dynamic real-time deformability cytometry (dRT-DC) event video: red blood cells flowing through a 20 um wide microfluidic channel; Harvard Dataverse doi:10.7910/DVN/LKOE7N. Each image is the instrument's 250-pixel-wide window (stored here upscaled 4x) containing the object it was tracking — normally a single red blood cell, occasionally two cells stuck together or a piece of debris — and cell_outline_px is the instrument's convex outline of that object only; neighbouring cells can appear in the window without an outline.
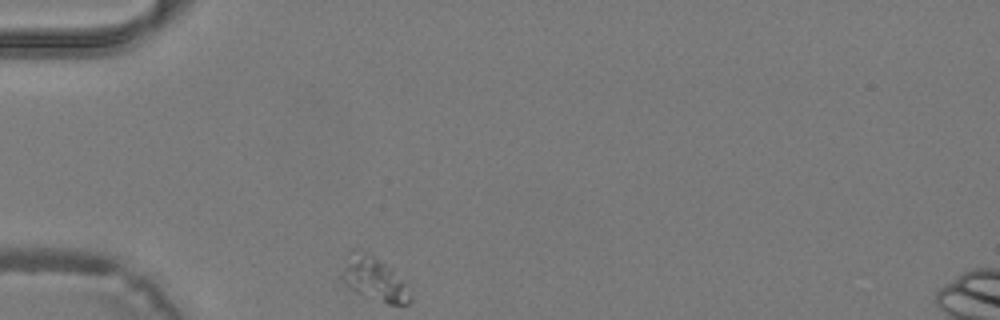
{"species": "common noctule bat (a hibernating species)", "species_latin": "Nyctalus noctula", "temperature_condition": "warm", "stored_images_in_passage": 32, "camera_frame_rate_fps": 3000, "um_per_image_px": 0.085, "animal": {"sex": "male", "body_mass_g": 19.2, "forearm_length_mm": 51.8}, "frame": {"image": 1, "passage_image": 1, "time_ms": 0.0, "image_size_px": [1000, 320], "cell_outline_px": [[412, 300], [408, 304], [388, 304], [356, 292], [348, 288], [340, 280], [340, 276], [348, 252], [352, 248], [360, 248], [368, 252], [392, 268], [404, 284], [412, 296]], "centroid_in_image_um": [31.74, 23.67], "position_along_channel_um": 53.3, "area_um2": 17.69}}
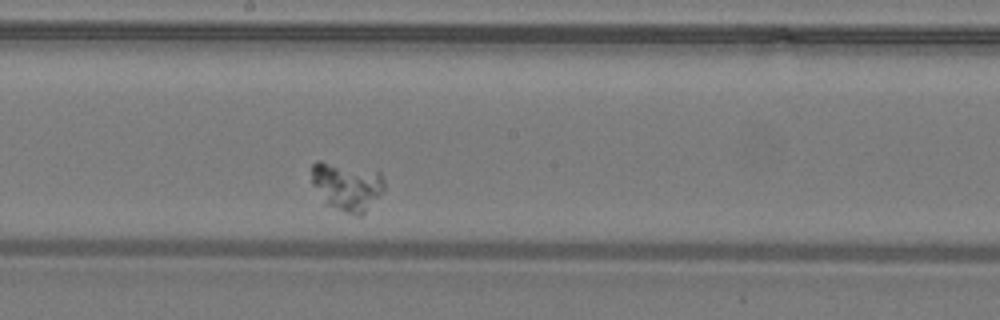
{"frame": {"image": 2, "passage_image": 13, "time_ms": 4.0, "image_size_px": [1000, 320], "cell_outline_px": [[384, 192], [360, 216], [352, 216], [324, 204], [312, 184], [312, 164], [316, 160], [320, 160], [380, 172], [384, 180]], "centroid_in_image_um": [29.47, 15.86], "position_along_channel_um": 218.7, "area_um2": 20.81}}
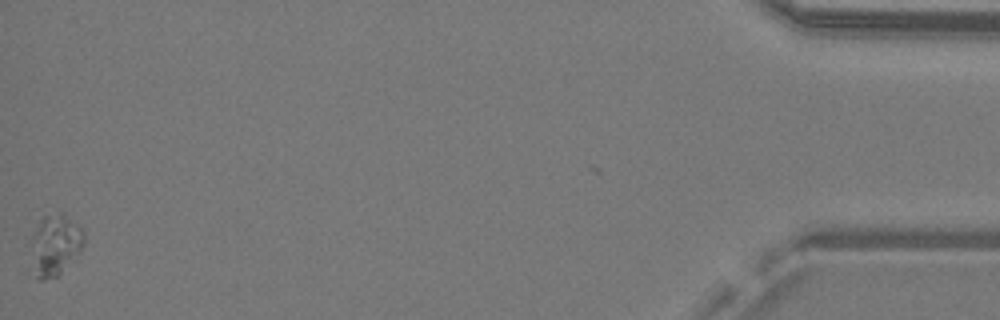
{"frame": {"image": 3, "passage_image": 32, "time_ms": 10.333, "image_size_px": [1000, 320], "cell_outline_px": [[84, 244], [80, 252], [56, 276], [44, 280], [40, 280], [36, 276], [32, 240], [32, 236], [40, 216], [60, 212], [76, 224], [84, 232]], "centroid_in_image_um": [4.71, 20.77], "position_along_channel_um": 430.5, "area_um2": 18.26}}